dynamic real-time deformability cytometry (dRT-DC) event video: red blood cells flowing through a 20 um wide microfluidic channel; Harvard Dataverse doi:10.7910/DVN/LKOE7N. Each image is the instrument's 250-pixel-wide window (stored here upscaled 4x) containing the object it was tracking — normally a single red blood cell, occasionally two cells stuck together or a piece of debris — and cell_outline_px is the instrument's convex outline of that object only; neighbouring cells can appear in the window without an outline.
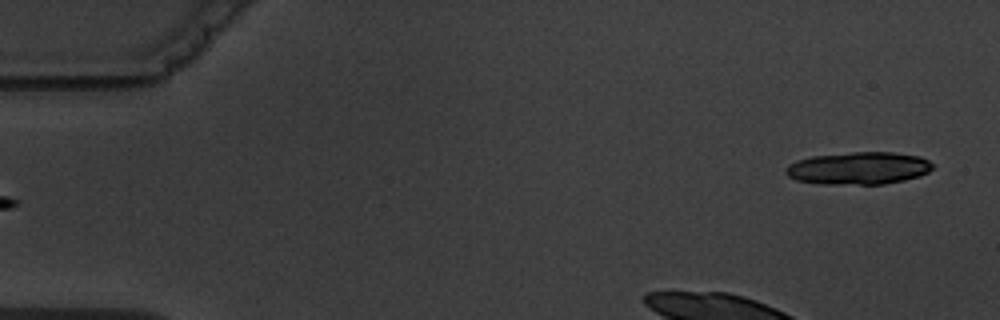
{"species": "common noctule bat (a hibernating species)", "species_latin": "Nyctalus noctula", "temperature_condition": "warm", "stored_images_in_passage": 5, "camera_frame_rate_fps": 3000, "um_per_image_px": 0.085, "animal": {"sex": "male", "body_mass_g": 19.5, "forearm_length_mm": 54.6}, "frame": {"image": 1, "passage_image": 5, "time_ms": 6.667, "image_size_px": [1000, 320], "cell_outline_px": [[932, 168], [928, 172], [920, 176], [904, 180], [884, 184], [820, 184], [796, 180], [788, 176], [784, 172], [784, 168], [788, 164], [796, 160], [812, 156], [852, 152], [892, 152], [920, 156], [928, 160], [932, 164]], "centroid_in_image_um": [72.94, 14.3], "position_along_channel_um": 12.1, "area_um2": 27.98}}